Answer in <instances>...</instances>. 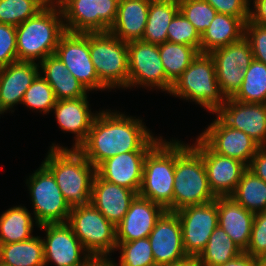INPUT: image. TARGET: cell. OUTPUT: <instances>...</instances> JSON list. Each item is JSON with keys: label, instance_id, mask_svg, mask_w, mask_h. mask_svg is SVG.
<instances>
[{"label": "cell", "instance_id": "obj_34", "mask_svg": "<svg viewBox=\"0 0 266 266\" xmlns=\"http://www.w3.org/2000/svg\"><path fill=\"white\" fill-rule=\"evenodd\" d=\"M232 99L244 103L266 104V64L253 60L244 70L240 89Z\"/></svg>", "mask_w": 266, "mask_h": 266}, {"label": "cell", "instance_id": "obj_32", "mask_svg": "<svg viewBox=\"0 0 266 266\" xmlns=\"http://www.w3.org/2000/svg\"><path fill=\"white\" fill-rule=\"evenodd\" d=\"M231 197L254 214L263 212L266 210V182L247 168Z\"/></svg>", "mask_w": 266, "mask_h": 266}, {"label": "cell", "instance_id": "obj_20", "mask_svg": "<svg viewBox=\"0 0 266 266\" xmlns=\"http://www.w3.org/2000/svg\"><path fill=\"white\" fill-rule=\"evenodd\" d=\"M148 151H130L117 154L103 161L96 173L107 182L139 192L143 166Z\"/></svg>", "mask_w": 266, "mask_h": 266}, {"label": "cell", "instance_id": "obj_7", "mask_svg": "<svg viewBox=\"0 0 266 266\" xmlns=\"http://www.w3.org/2000/svg\"><path fill=\"white\" fill-rule=\"evenodd\" d=\"M90 58L99 80L110 90L128 88V43L110 32L89 33Z\"/></svg>", "mask_w": 266, "mask_h": 266}, {"label": "cell", "instance_id": "obj_37", "mask_svg": "<svg viewBox=\"0 0 266 266\" xmlns=\"http://www.w3.org/2000/svg\"><path fill=\"white\" fill-rule=\"evenodd\" d=\"M56 101L52 87L39 74L24 93L21 104L31 108L32 111L36 110L43 114H49L50 111L52 112Z\"/></svg>", "mask_w": 266, "mask_h": 266}, {"label": "cell", "instance_id": "obj_11", "mask_svg": "<svg viewBox=\"0 0 266 266\" xmlns=\"http://www.w3.org/2000/svg\"><path fill=\"white\" fill-rule=\"evenodd\" d=\"M128 63V89L140 86L170 92L173 83L166 77L158 45L143 40L129 42Z\"/></svg>", "mask_w": 266, "mask_h": 266}, {"label": "cell", "instance_id": "obj_24", "mask_svg": "<svg viewBox=\"0 0 266 266\" xmlns=\"http://www.w3.org/2000/svg\"><path fill=\"white\" fill-rule=\"evenodd\" d=\"M218 226L245 252L251 237L255 214L246 210L231 196L217 197Z\"/></svg>", "mask_w": 266, "mask_h": 266}, {"label": "cell", "instance_id": "obj_4", "mask_svg": "<svg viewBox=\"0 0 266 266\" xmlns=\"http://www.w3.org/2000/svg\"><path fill=\"white\" fill-rule=\"evenodd\" d=\"M173 211L206 204L217 197L210 189L205 164L192 146L175 139Z\"/></svg>", "mask_w": 266, "mask_h": 266}, {"label": "cell", "instance_id": "obj_14", "mask_svg": "<svg viewBox=\"0 0 266 266\" xmlns=\"http://www.w3.org/2000/svg\"><path fill=\"white\" fill-rule=\"evenodd\" d=\"M38 228L46 231L42 239L45 266L50 262L55 266H86L93 259L67 223L43 224Z\"/></svg>", "mask_w": 266, "mask_h": 266}, {"label": "cell", "instance_id": "obj_29", "mask_svg": "<svg viewBox=\"0 0 266 266\" xmlns=\"http://www.w3.org/2000/svg\"><path fill=\"white\" fill-rule=\"evenodd\" d=\"M34 220L35 218L31 216L25 206H14L3 212L0 216V244L20 242L32 238L34 226H40Z\"/></svg>", "mask_w": 266, "mask_h": 266}, {"label": "cell", "instance_id": "obj_45", "mask_svg": "<svg viewBox=\"0 0 266 266\" xmlns=\"http://www.w3.org/2000/svg\"><path fill=\"white\" fill-rule=\"evenodd\" d=\"M220 14L249 19V0H205Z\"/></svg>", "mask_w": 266, "mask_h": 266}, {"label": "cell", "instance_id": "obj_12", "mask_svg": "<svg viewBox=\"0 0 266 266\" xmlns=\"http://www.w3.org/2000/svg\"><path fill=\"white\" fill-rule=\"evenodd\" d=\"M88 91L108 89L100 80L90 58L89 33L66 31L54 53Z\"/></svg>", "mask_w": 266, "mask_h": 266}, {"label": "cell", "instance_id": "obj_25", "mask_svg": "<svg viewBox=\"0 0 266 266\" xmlns=\"http://www.w3.org/2000/svg\"><path fill=\"white\" fill-rule=\"evenodd\" d=\"M151 0H119L117 18L109 32L123 42L141 40Z\"/></svg>", "mask_w": 266, "mask_h": 266}, {"label": "cell", "instance_id": "obj_38", "mask_svg": "<svg viewBox=\"0 0 266 266\" xmlns=\"http://www.w3.org/2000/svg\"><path fill=\"white\" fill-rule=\"evenodd\" d=\"M210 55L214 63L240 64L239 68L242 70L248 68L254 60L250 43L245 37L225 47L213 50Z\"/></svg>", "mask_w": 266, "mask_h": 266}, {"label": "cell", "instance_id": "obj_17", "mask_svg": "<svg viewBox=\"0 0 266 266\" xmlns=\"http://www.w3.org/2000/svg\"><path fill=\"white\" fill-rule=\"evenodd\" d=\"M149 242L156 266H163L187 257L182 241L180 220L175 211L165 210L150 232Z\"/></svg>", "mask_w": 266, "mask_h": 266}, {"label": "cell", "instance_id": "obj_18", "mask_svg": "<svg viewBox=\"0 0 266 266\" xmlns=\"http://www.w3.org/2000/svg\"><path fill=\"white\" fill-rule=\"evenodd\" d=\"M214 114L227 126L249 135L260 146L266 143V104L244 103L227 98Z\"/></svg>", "mask_w": 266, "mask_h": 266}, {"label": "cell", "instance_id": "obj_2", "mask_svg": "<svg viewBox=\"0 0 266 266\" xmlns=\"http://www.w3.org/2000/svg\"><path fill=\"white\" fill-rule=\"evenodd\" d=\"M47 154L42 164L55 177L71 208L90 203L96 168L78 149L52 143Z\"/></svg>", "mask_w": 266, "mask_h": 266}, {"label": "cell", "instance_id": "obj_41", "mask_svg": "<svg viewBox=\"0 0 266 266\" xmlns=\"http://www.w3.org/2000/svg\"><path fill=\"white\" fill-rule=\"evenodd\" d=\"M216 77L220 90L225 98H232L244 79V70L239 68L240 64L232 63H214Z\"/></svg>", "mask_w": 266, "mask_h": 266}, {"label": "cell", "instance_id": "obj_30", "mask_svg": "<svg viewBox=\"0 0 266 266\" xmlns=\"http://www.w3.org/2000/svg\"><path fill=\"white\" fill-rule=\"evenodd\" d=\"M0 261L8 266H45L44 244L39 236L0 244Z\"/></svg>", "mask_w": 266, "mask_h": 266}, {"label": "cell", "instance_id": "obj_5", "mask_svg": "<svg viewBox=\"0 0 266 266\" xmlns=\"http://www.w3.org/2000/svg\"><path fill=\"white\" fill-rule=\"evenodd\" d=\"M169 94L186 101L190 99L214 115L226 98L220 90L210 53L199 52L182 75L173 82Z\"/></svg>", "mask_w": 266, "mask_h": 266}, {"label": "cell", "instance_id": "obj_46", "mask_svg": "<svg viewBox=\"0 0 266 266\" xmlns=\"http://www.w3.org/2000/svg\"><path fill=\"white\" fill-rule=\"evenodd\" d=\"M247 168L266 182V147L258 148Z\"/></svg>", "mask_w": 266, "mask_h": 266}, {"label": "cell", "instance_id": "obj_26", "mask_svg": "<svg viewBox=\"0 0 266 266\" xmlns=\"http://www.w3.org/2000/svg\"><path fill=\"white\" fill-rule=\"evenodd\" d=\"M39 68L41 76L52 87L57 100L88 97L85 86L70 73L55 54L41 61Z\"/></svg>", "mask_w": 266, "mask_h": 266}, {"label": "cell", "instance_id": "obj_3", "mask_svg": "<svg viewBox=\"0 0 266 266\" xmlns=\"http://www.w3.org/2000/svg\"><path fill=\"white\" fill-rule=\"evenodd\" d=\"M66 32L61 8L45 6L16 26L17 60L38 64L55 53Z\"/></svg>", "mask_w": 266, "mask_h": 266}, {"label": "cell", "instance_id": "obj_15", "mask_svg": "<svg viewBox=\"0 0 266 266\" xmlns=\"http://www.w3.org/2000/svg\"><path fill=\"white\" fill-rule=\"evenodd\" d=\"M213 152L249 166L260 145L249 135L227 126L218 116L198 136Z\"/></svg>", "mask_w": 266, "mask_h": 266}, {"label": "cell", "instance_id": "obj_31", "mask_svg": "<svg viewBox=\"0 0 266 266\" xmlns=\"http://www.w3.org/2000/svg\"><path fill=\"white\" fill-rule=\"evenodd\" d=\"M243 253L231 237L217 226L197 257L200 266H219Z\"/></svg>", "mask_w": 266, "mask_h": 266}, {"label": "cell", "instance_id": "obj_16", "mask_svg": "<svg viewBox=\"0 0 266 266\" xmlns=\"http://www.w3.org/2000/svg\"><path fill=\"white\" fill-rule=\"evenodd\" d=\"M192 146L202 156L213 194L216 197L231 196L247 166L237 159L213 152L199 137Z\"/></svg>", "mask_w": 266, "mask_h": 266}, {"label": "cell", "instance_id": "obj_10", "mask_svg": "<svg viewBox=\"0 0 266 266\" xmlns=\"http://www.w3.org/2000/svg\"><path fill=\"white\" fill-rule=\"evenodd\" d=\"M119 0H69L62 7L65 30L72 33L109 32Z\"/></svg>", "mask_w": 266, "mask_h": 266}, {"label": "cell", "instance_id": "obj_52", "mask_svg": "<svg viewBox=\"0 0 266 266\" xmlns=\"http://www.w3.org/2000/svg\"><path fill=\"white\" fill-rule=\"evenodd\" d=\"M258 266H266V250L257 258Z\"/></svg>", "mask_w": 266, "mask_h": 266}, {"label": "cell", "instance_id": "obj_22", "mask_svg": "<svg viewBox=\"0 0 266 266\" xmlns=\"http://www.w3.org/2000/svg\"><path fill=\"white\" fill-rule=\"evenodd\" d=\"M39 64L17 61L0 68V105L7 113L21 104L24 93L40 74Z\"/></svg>", "mask_w": 266, "mask_h": 266}, {"label": "cell", "instance_id": "obj_6", "mask_svg": "<svg viewBox=\"0 0 266 266\" xmlns=\"http://www.w3.org/2000/svg\"><path fill=\"white\" fill-rule=\"evenodd\" d=\"M175 140L161 138L146 154L138 195L173 211Z\"/></svg>", "mask_w": 266, "mask_h": 266}, {"label": "cell", "instance_id": "obj_50", "mask_svg": "<svg viewBox=\"0 0 266 266\" xmlns=\"http://www.w3.org/2000/svg\"><path fill=\"white\" fill-rule=\"evenodd\" d=\"M86 266H115V262L110 258H93Z\"/></svg>", "mask_w": 266, "mask_h": 266}, {"label": "cell", "instance_id": "obj_23", "mask_svg": "<svg viewBox=\"0 0 266 266\" xmlns=\"http://www.w3.org/2000/svg\"><path fill=\"white\" fill-rule=\"evenodd\" d=\"M89 105L88 97H81L57 100L52 109L61 131L75 134L72 149H78L85 142L92 123L98 114V112L92 113Z\"/></svg>", "mask_w": 266, "mask_h": 266}, {"label": "cell", "instance_id": "obj_36", "mask_svg": "<svg viewBox=\"0 0 266 266\" xmlns=\"http://www.w3.org/2000/svg\"><path fill=\"white\" fill-rule=\"evenodd\" d=\"M117 250H120V261L115 266H156L148 237L117 242Z\"/></svg>", "mask_w": 266, "mask_h": 266}, {"label": "cell", "instance_id": "obj_28", "mask_svg": "<svg viewBox=\"0 0 266 266\" xmlns=\"http://www.w3.org/2000/svg\"><path fill=\"white\" fill-rule=\"evenodd\" d=\"M178 11V0H151L141 40L155 45L167 42L168 26Z\"/></svg>", "mask_w": 266, "mask_h": 266}, {"label": "cell", "instance_id": "obj_8", "mask_svg": "<svg viewBox=\"0 0 266 266\" xmlns=\"http://www.w3.org/2000/svg\"><path fill=\"white\" fill-rule=\"evenodd\" d=\"M67 224L91 257L109 258L116 250V226L91 203L72 207Z\"/></svg>", "mask_w": 266, "mask_h": 266}, {"label": "cell", "instance_id": "obj_53", "mask_svg": "<svg viewBox=\"0 0 266 266\" xmlns=\"http://www.w3.org/2000/svg\"><path fill=\"white\" fill-rule=\"evenodd\" d=\"M4 112H5V111L1 108V105H0V114L3 115Z\"/></svg>", "mask_w": 266, "mask_h": 266}, {"label": "cell", "instance_id": "obj_51", "mask_svg": "<svg viewBox=\"0 0 266 266\" xmlns=\"http://www.w3.org/2000/svg\"><path fill=\"white\" fill-rule=\"evenodd\" d=\"M69 0H45L47 6L61 8Z\"/></svg>", "mask_w": 266, "mask_h": 266}, {"label": "cell", "instance_id": "obj_19", "mask_svg": "<svg viewBox=\"0 0 266 266\" xmlns=\"http://www.w3.org/2000/svg\"><path fill=\"white\" fill-rule=\"evenodd\" d=\"M164 211L161 205L137 195L130 203L129 210L122 221L115 228L116 242L147 238Z\"/></svg>", "mask_w": 266, "mask_h": 266}, {"label": "cell", "instance_id": "obj_35", "mask_svg": "<svg viewBox=\"0 0 266 266\" xmlns=\"http://www.w3.org/2000/svg\"><path fill=\"white\" fill-rule=\"evenodd\" d=\"M45 6V0H0V23L18 26Z\"/></svg>", "mask_w": 266, "mask_h": 266}, {"label": "cell", "instance_id": "obj_40", "mask_svg": "<svg viewBox=\"0 0 266 266\" xmlns=\"http://www.w3.org/2000/svg\"><path fill=\"white\" fill-rule=\"evenodd\" d=\"M167 33L168 42L193 46L201 53V35L180 11L169 24Z\"/></svg>", "mask_w": 266, "mask_h": 266}, {"label": "cell", "instance_id": "obj_47", "mask_svg": "<svg viewBox=\"0 0 266 266\" xmlns=\"http://www.w3.org/2000/svg\"><path fill=\"white\" fill-rule=\"evenodd\" d=\"M252 8L249 10V20L256 24L266 26V0H253Z\"/></svg>", "mask_w": 266, "mask_h": 266}, {"label": "cell", "instance_id": "obj_48", "mask_svg": "<svg viewBox=\"0 0 266 266\" xmlns=\"http://www.w3.org/2000/svg\"><path fill=\"white\" fill-rule=\"evenodd\" d=\"M219 266H258V260L257 258L243 252L237 257Z\"/></svg>", "mask_w": 266, "mask_h": 266}, {"label": "cell", "instance_id": "obj_33", "mask_svg": "<svg viewBox=\"0 0 266 266\" xmlns=\"http://www.w3.org/2000/svg\"><path fill=\"white\" fill-rule=\"evenodd\" d=\"M159 46V54L166 73V77L173 83L191 64L199 51L189 45L164 42Z\"/></svg>", "mask_w": 266, "mask_h": 266}, {"label": "cell", "instance_id": "obj_9", "mask_svg": "<svg viewBox=\"0 0 266 266\" xmlns=\"http://www.w3.org/2000/svg\"><path fill=\"white\" fill-rule=\"evenodd\" d=\"M26 185L38 225L67 223L71 206L64 199L55 177L43 164L29 176Z\"/></svg>", "mask_w": 266, "mask_h": 266}, {"label": "cell", "instance_id": "obj_21", "mask_svg": "<svg viewBox=\"0 0 266 266\" xmlns=\"http://www.w3.org/2000/svg\"><path fill=\"white\" fill-rule=\"evenodd\" d=\"M137 195L133 190L107 182L96 173L93 179L90 203L108 221L117 226Z\"/></svg>", "mask_w": 266, "mask_h": 266}, {"label": "cell", "instance_id": "obj_44", "mask_svg": "<svg viewBox=\"0 0 266 266\" xmlns=\"http://www.w3.org/2000/svg\"><path fill=\"white\" fill-rule=\"evenodd\" d=\"M266 250V210L255 213L251 237L245 253L258 258Z\"/></svg>", "mask_w": 266, "mask_h": 266}, {"label": "cell", "instance_id": "obj_27", "mask_svg": "<svg viewBox=\"0 0 266 266\" xmlns=\"http://www.w3.org/2000/svg\"><path fill=\"white\" fill-rule=\"evenodd\" d=\"M248 20L217 13L201 35V53H211L241 40L245 35V24Z\"/></svg>", "mask_w": 266, "mask_h": 266}, {"label": "cell", "instance_id": "obj_43", "mask_svg": "<svg viewBox=\"0 0 266 266\" xmlns=\"http://www.w3.org/2000/svg\"><path fill=\"white\" fill-rule=\"evenodd\" d=\"M244 37L250 43L254 59L266 64V26L248 20Z\"/></svg>", "mask_w": 266, "mask_h": 266}, {"label": "cell", "instance_id": "obj_54", "mask_svg": "<svg viewBox=\"0 0 266 266\" xmlns=\"http://www.w3.org/2000/svg\"><path fill=\"white\" fill-rule=\"evenodd\" d=\"M0 266H8V265H5V264H3V263L0 261Z\"/></svg>", "mask_w": 266, "mask_h": 266}, {"label": "cell", "instance_id": "obj_39", "mask_svg": "<svg viewBox=\"0 0 266 266\" xmlns=\"http://www.w3.org/2000/svg\"><path fill=\"white\" fill-rule=\"evenodd\" d=\"M179 11L194 25L200 35L209 27L217 11L205 0H178Z\"/></svg>", "mask_w": 266, "mask_h": 266}, {"label": "cell", "instance_id": "obj_13", "mask_svg": "<svg viewBox=\"0 0 266 266\" xmlns=\"http://www.w3.org/2000/svg\"><path fill=\"white\" fill-rule=\"evenodd\" d=\"M175 212L180 220L185 253L187 256L198 257L218 226L217 198L212 202L188 206Z\"/></svg>", "mask_w": 266, "mask_h": 266}, {"label": "cell", "instance_id": "obj_1", "mask_svg": "<svg viewBox=\"0 0 266 266\" xmlns=\"http://www.w3.org/2000/svg\"><path fill=\"white\" fill-rule=\"evenodd\" d=\"M108 110L99 111L87 139L78 148L95 168L117 154L149 151L162 138L154 137L141 119Z\"/></svg>", "mask_w": 266, "mask_h": 266}, {"label": "cell", "instance_id": "obj_49", "mask_svg": "<svg viewBox=\"0 0 266 266\" xmlns=\"http://www.w3.org/2000/svg\"><path fill=\"white\" fill-rule=\"evenodd\" d=\"M163 266H200L197 257L187 256L182 260L172 262Z\"/></svg>", "mask_w": 266, "mask_h": 266}, {"label": "cell", "instance_id": "obj_42", "mask_svg": "<svg viewBox=\"0 0 266 266\" xmlns=\"http://www.w3.org/2000/svg\"><path fill=\"white\" fill-rule=\"evenodd\" d=\"M17 61L16 26L0 23V68Z\"/></svg>", "mask_w": 266, "mask_h": 266}]
</instances>
